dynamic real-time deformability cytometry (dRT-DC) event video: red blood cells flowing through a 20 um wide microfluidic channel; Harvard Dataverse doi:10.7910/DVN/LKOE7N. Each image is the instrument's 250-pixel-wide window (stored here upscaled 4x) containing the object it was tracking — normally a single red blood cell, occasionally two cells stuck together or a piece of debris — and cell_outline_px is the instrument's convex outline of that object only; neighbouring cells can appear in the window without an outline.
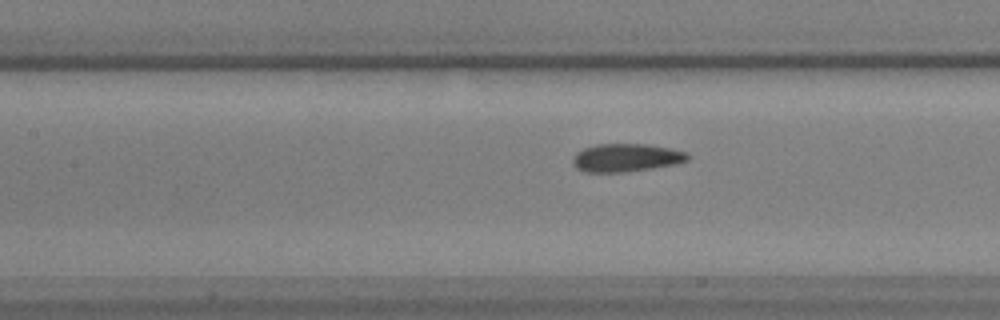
{"species": "common noctule bat (a hibernating species)", "species_latin": "Nyctalus noctula", "temperature_condition": "warm", "stored_images_in_passage": 24, "camera_frame_rate_fps": 3000, "um_per_image_px": 0.085, "animal": {"sex": "male", "body_mass_g": 17.9, "forearm_length_mm": 54.2}, "frame": {"image": 1, "passage_image": 21, "time_ms": 6.667, "image_size_px": [1000, 320], "cell_outline_px": [[688, 160], [676, 164], [652, 168], [624, 172], [584, 172], [576, 168], [572, 164], [572, 160], [576, 152], [584, 148], [596, 144], [648, 144], [668, 148], [684, 152], [688, 156]], "centroid_in_image_um": [53.16, 13.41], "position_along_channel_um": 154.2, "area_um2": 18.73}}